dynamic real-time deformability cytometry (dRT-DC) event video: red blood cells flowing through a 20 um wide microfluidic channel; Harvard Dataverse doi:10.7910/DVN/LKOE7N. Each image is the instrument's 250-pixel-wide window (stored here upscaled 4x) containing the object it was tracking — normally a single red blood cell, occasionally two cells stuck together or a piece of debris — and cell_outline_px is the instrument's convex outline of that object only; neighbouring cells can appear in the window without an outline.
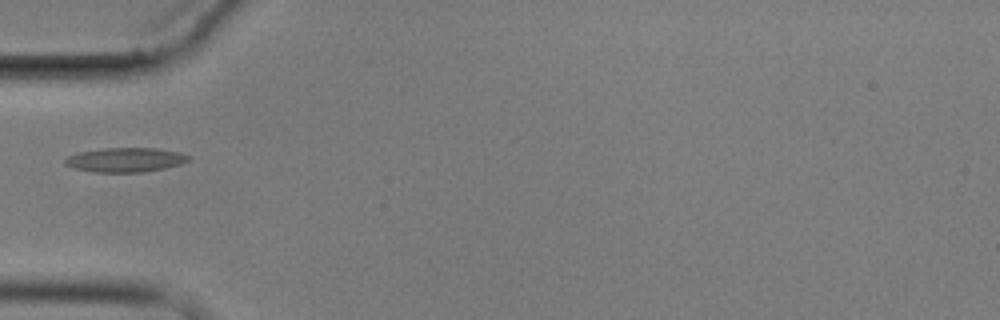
{"species": "common noctule bat (a hibernating species)", "species_latin": "Nyctalus noctula", "temperature_condition": "cold", "stored_images_in_passage": 10, "camera_frame_rate_fps": 3000, "um_per_image_px": 0.085, "animal": {"sex": "male", "body_mass_g": 17.9}, "frame": {"image": 1, "passage_image": 1, "time_ms": 0.0, "image_size_px": [1000, 320], "cell_outline_px": [[192, 156], [188, 160], [180, 164], [164, 168], [144, 172], [92, 172], [72, 168], [64, 164], [64, 160], [68, 156], [76, 152], [104, 148], [156, 148], [180, 152]], "centroid_in_image_um": [10.63, 13.58], "position_along_channel_um": 74.4, "area_um2": 17.69}}
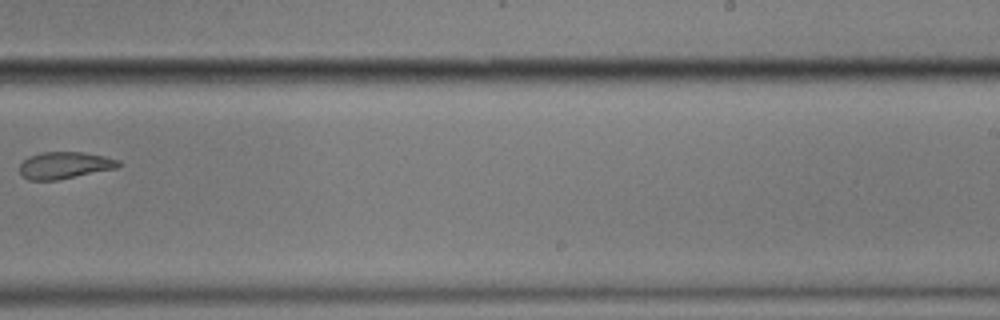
{"frame": {"image": 2, "passage_image": 6, "time_ms": 6.0, "image_size_px": [1000, 320], "cell_outline_px": [[120, 164], [116, 168], [60, 180], [28, 180], [20, 176], [20, 164], [28, 156], [44, 152], [84, 152], [104, 156], [120, 160]], "centroid_in_image_um": [5.47, 14.06], "position_along_channel_um": 283.5, "area_um2": 15.61}}
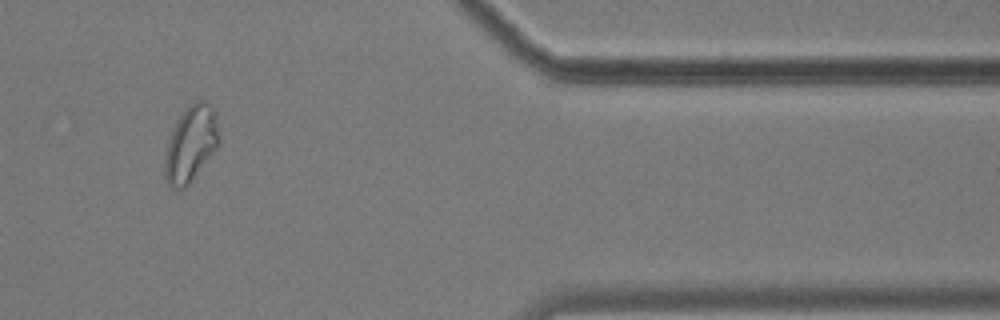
{"frame": {"image": 3, "passage_image": 9, "time_ms": 10.0, "image_size_px": [1000, 320], "cell_outline_px": [[220, 140], [216, 148], [188, 184], [184, 188], [176, 188], [168, 184], [164, 176], [164, 164], [168, 144], [172, 132], [180, 116], [196, 100], [204, 100], [212, 108], [216, 116]], "centroid_in_image_um": [16.23, 12.24], "position_along_channel_um": 395.2, "area_um2": 23.12}}